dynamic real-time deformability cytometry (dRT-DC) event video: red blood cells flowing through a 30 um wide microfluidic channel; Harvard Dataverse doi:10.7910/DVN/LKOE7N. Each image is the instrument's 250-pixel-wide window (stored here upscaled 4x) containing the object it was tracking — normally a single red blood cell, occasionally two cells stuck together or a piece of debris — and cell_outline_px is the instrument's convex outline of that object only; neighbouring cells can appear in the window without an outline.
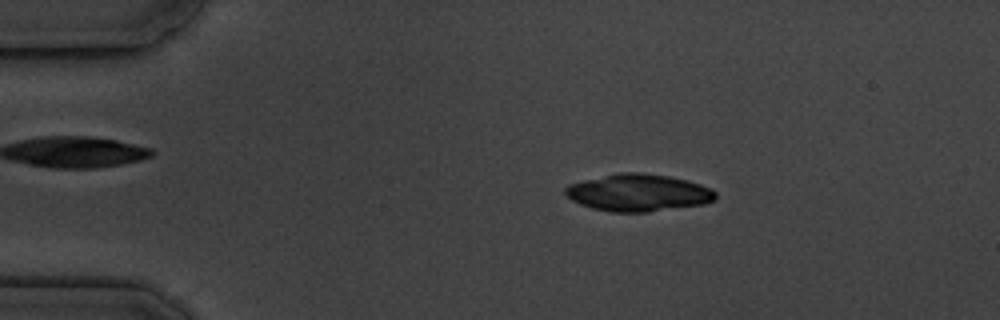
{"species": "common noctule bat (a hibernating species)", "species_latin": "Nyctalus noctula", "temperature_condition": "cold", "stored_images_in_passage": 9, "camera_frame_rate_fps": 3000, "um_per_image_px": 0.085, "animal": {"sex": "male", "body_mass_g": 19.5, "forearm_length_mm": 54.6}, "frame": {"image": 1, "passage_image": 2, "time_ms": 1.0, "image_size_px": [1000, 320], "cell_outline_px": [[716, 200], [704, 204], [648, 212], [612, 212], [592, 208], [580, 204], [572, 200], [564, 192], [564, 188], [568, 184], [584, 180], [620, 172], [640, 172], [668, 176], [688, 180], [700, 184], [716, 192]], "centroid_in_image_um": [54.26, 16.38], "position_along_channel_um": 30.7, "area_um2": 32.54}}